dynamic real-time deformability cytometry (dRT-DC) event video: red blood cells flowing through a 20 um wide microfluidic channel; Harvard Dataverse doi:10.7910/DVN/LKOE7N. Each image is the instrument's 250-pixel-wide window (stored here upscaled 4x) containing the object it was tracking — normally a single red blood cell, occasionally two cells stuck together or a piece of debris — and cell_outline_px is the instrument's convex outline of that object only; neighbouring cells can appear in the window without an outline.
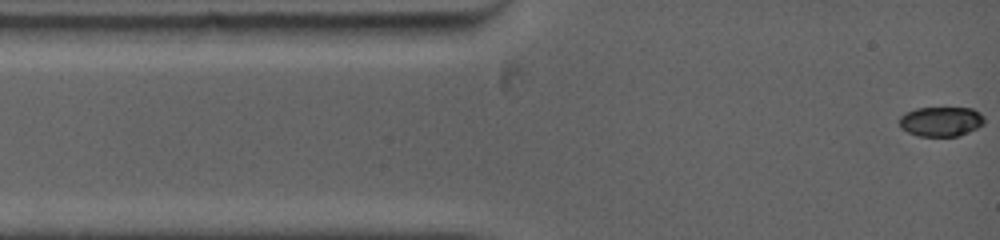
{"species": "common noctule bat (a hibernating species)", "species_latin": "Nyctalus noctula", "temperature_condition": "warm", "stored_images_in_passage": 11, "camera_frame_rate_fps": 5000, "um_per_image_px": 0.085, "animal": {"sex": "female", "body_mass_g": 19.0, "forearm_length_mm": 53.3}, "frame": {"image": 1, "passage_image": 1, "time_ms": 0.0, "image_size_px": [1000, 240], "cell_outline_px": [[984, 124], [976, 128], [956, 136], [916, 136], [900, 128], [900, 116], [904, 112], [916, 108], [972, 108], [980, 112], [984, 116]], "centroid_in_image_um": [79.96, 10.32], "position_along_channel_um": 5.0, "area_um2": 14.74}}
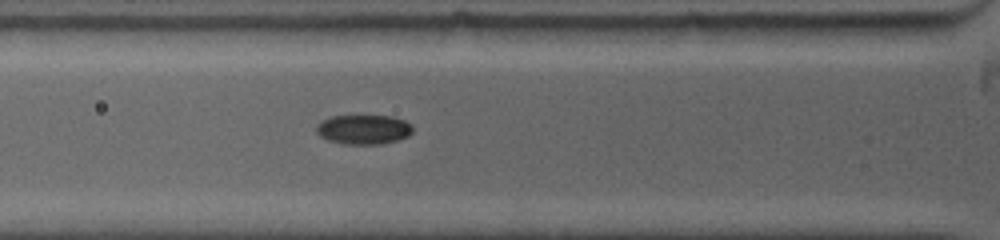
{"frame": {"image": 2, "passage_image": 7, "time_ms": 3.6, "image_size_px": [1000, 240], "cell_outline_px": [[412, 132], [408, 136], [396, 140], [380, 144], [344, 144], [328, 140], [320, 136], [316, 132], [316, 124], [332, 116], [392, 116], [404, 120], [412, 128]], "centroid_in_image_um": [30.88, 11.01], "position_along_channel_um": 94.9, "area_um2": 16.42}}
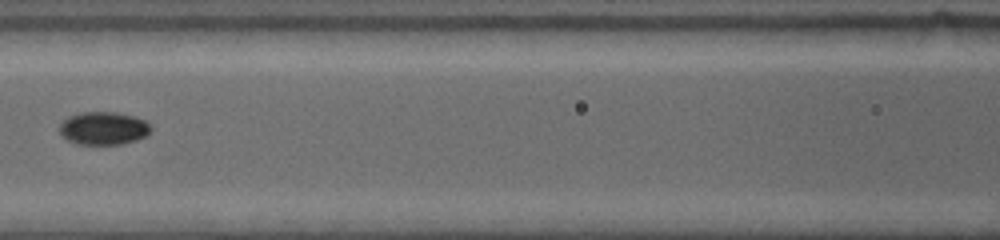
{"frame": {"image": 3, "passage_image": 10, "time_ms": 5.2, "image_size_px": [1000, 240], "cell_outline_px": [[152, 128], [148, 136], [124, 144], [76, 144], [68, 140], [60, 132], [60, 124], [68, 116], [80, 112], [116, 112], [132, 116], [144, 120]], "centroid_in_image_um": [8.81, 10.9], "position_along_channel_um": 157.8, "area_um2": 17.57}}